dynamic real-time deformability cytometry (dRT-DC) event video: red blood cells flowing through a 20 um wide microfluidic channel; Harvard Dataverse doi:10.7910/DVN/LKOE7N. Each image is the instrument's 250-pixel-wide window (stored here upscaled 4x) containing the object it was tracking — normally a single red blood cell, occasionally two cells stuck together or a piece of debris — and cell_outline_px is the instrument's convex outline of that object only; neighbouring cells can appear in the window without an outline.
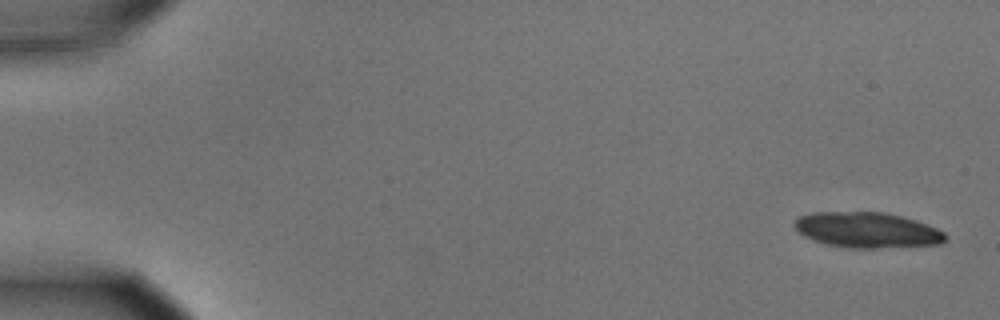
{"species": "common noctule bat (a hibernating species)", "species_latin": "Nyctalus noctula", "temperature_condition": "cold", "stored_images_in_passage": 15, "camera_frame_rate_fps": 3000, "um_per_image_px": 0.085, "animal": {"sex": "male", "body_mass_g": 15.6}, "frame": {"image": 1, "passage_image": 1, "time_ms": 0.0, "image_size_px": [1000, 320], "cell_outline_px": [[948, 236], [940, 244], [876, 248], [844, 248], [812, 240], [804, 236], [792, 224], [800, 216], [812, 212], [884, 212], [900, 216], [936, 228], [944, 232]], "centroid_in_image_um": [73.67, 19.56], "position_along_channel_um": 11.3, "area_um2": 30.98}}
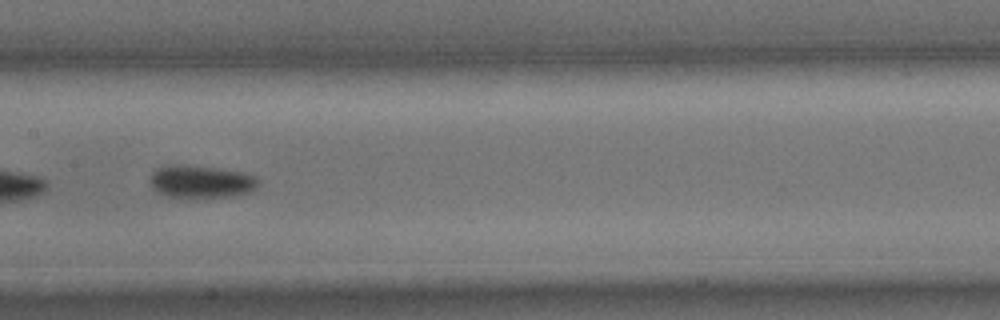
{"frame": {"image": 2, "passage_image": 8, "time_ms": 2.333, "image_size_px": [1000, 320], "cell_outline_px": [[260, 184], [252, 192], [236, 196], [196, 200], [192, 200], [168, 196], [156, 192], [152, 188], [148, 180], [152, 172], [156, 168], [168, 164], [188, 164], [220, 168], [244, 172], [256, 176], [260, 180]], "centroid_in_image_um": [17.09, 15.46], "position_along_channel_um": 190.3, "area_um2": 22.08}}
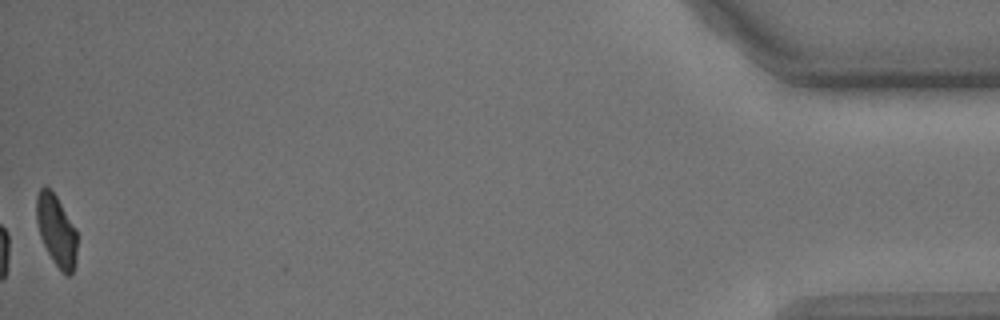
{"frame": {"image": 3, "passage_image": 15, "time_ms": 4.667, "image_size_px": [1000, 320], "cell_outline_px": [[76, 264], [72, 272], [68, 276], [52, 260], [40, 236], [36, 220], [36, 196], [40, 188], [48, 188], [56, 196], [76, 228]], "centroid_in_image_um": [4.79, 19.58], "position_along_channel_um": 430.4, "area_um2": 16.59}}